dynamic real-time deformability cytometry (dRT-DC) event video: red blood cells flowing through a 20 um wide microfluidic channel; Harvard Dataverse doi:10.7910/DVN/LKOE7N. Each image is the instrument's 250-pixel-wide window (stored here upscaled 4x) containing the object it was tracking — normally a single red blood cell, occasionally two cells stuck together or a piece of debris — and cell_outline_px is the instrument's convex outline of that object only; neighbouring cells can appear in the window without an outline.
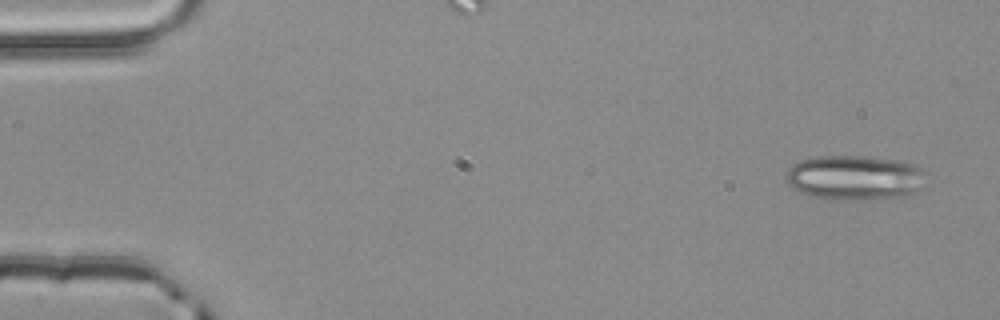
{"species": "common noctule bat (a hibernating species)", "species_latin": "Nyctalus noctula", "temperature_condition": "room temperature", "stored_images_in_passage": 3, "camera_frame_rate_fps": 3000, "um_per_image_px": 0.085, "animal": {"sex": "male", "body_mass_g": 20.4}, "frame": {"image": 1, "passage_image": 1, "time_ms": 0.0, "image_size_px": [1000, 320], "cell_outline_px": [[924, 172], [916, 188], [912, 192], [904, 196], [840, 200], [812, 196], [800, 192], [788, 184], [788, 168], [792, 164], [800, 160], [816, 156], [864, 156], [896, 160], [916, 164], [924, 168]], "centroid_in_image_um": [72.59, 15.07], "position_along_channel_um": 12.4, "area_um2": 35.78}}